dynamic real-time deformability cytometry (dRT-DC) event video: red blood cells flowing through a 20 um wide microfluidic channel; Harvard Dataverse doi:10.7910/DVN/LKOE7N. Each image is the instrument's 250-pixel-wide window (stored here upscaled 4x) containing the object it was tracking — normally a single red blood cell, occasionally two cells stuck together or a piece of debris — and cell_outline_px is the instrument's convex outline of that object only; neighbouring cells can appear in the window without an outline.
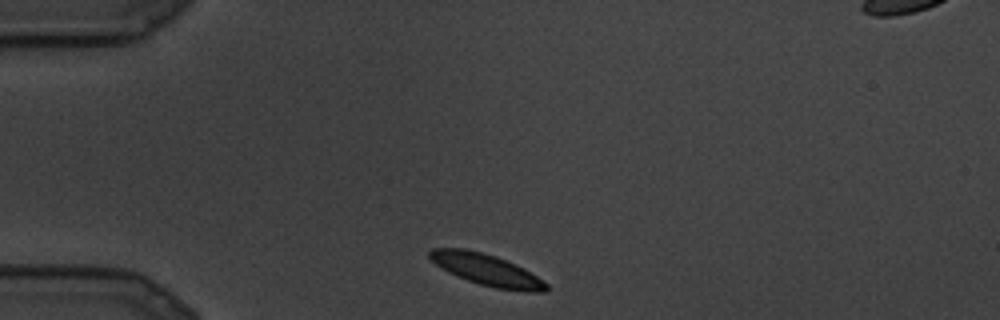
{"species": "common noctule bat (a hibernating species)", "species_latin": "Nyctalus noctula", "temperature_condition": "cold", "stored_images_in_passage": 6, "camera_frame_rate_fps": 3000, "um_per_image_px": 0.085, "animal": {"sex": "male", "body_mass_g": 19.5, "forearm_length_mm": 54.6}, "frame": {"image": 1, "passage_image": 1, "time_ms": 0.0, "image_size_px": [1000, 320], "cell_outline_px": [[548, 292], [524, 292], [496, 288], [480, 284], [468, 280], [448, 272], [436, 264], [428, 256], [428, 252], [432, 248], [464, 248], [496, 256], [516, 264], [524, 268], [548, 284]], "centroid_in_image_um": [41.39, 22.94], "position_along_channel_um": 43.6, "area_um2": 21.33}}
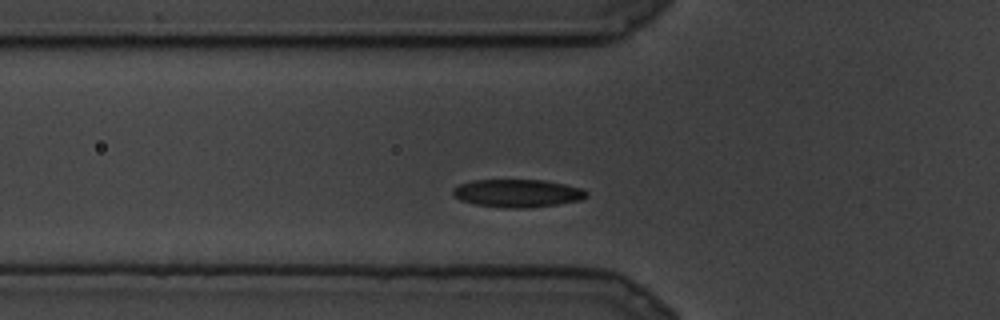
{"frame": {"image": 2, "passage_image": 4, "time_ms": 1.0, "image_size_px": [1000, 320], "cell_outline_px": [[588, 196], [580, 200], [556, 204], [524, 208], [508, 208], [476, 204], [460, 200], [452, 192], [452, 188], [460, 184], [472, 180], [544, 180], [564, 184], [580, 188], [588, 192]], "centroid_in_image_um": [43.98, 16.42], "position_along_channel_um": 81.8, "area_um2": 21.5}}
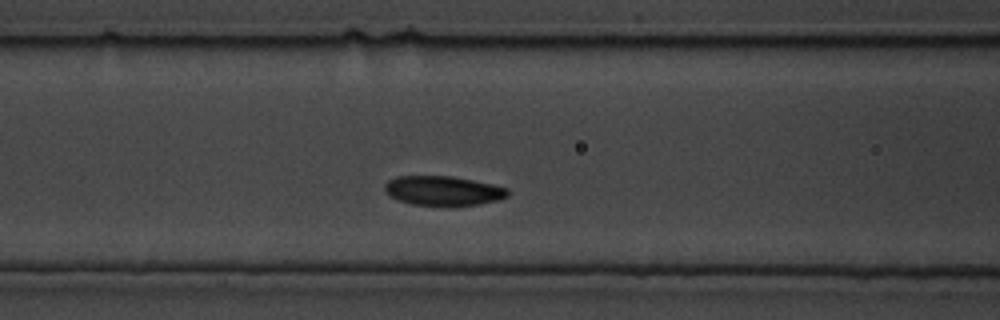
{"frame": {"image": 3, "passage_image": 6, "time_ms": 1.667, "image_size_px": [1000, 320], "cell_outline_px": [[508, 196], [496, 200], [476, 204], [412, 204], [388, 196], [384, 188], [384, 184], [388, 180], [396, 176], [452, 176], [492, 184], [508, 188]], "centroid_in_image_um": [37.62, 16.18], "position_along_channel_um": 129.0, "area_um2": 20.63}}